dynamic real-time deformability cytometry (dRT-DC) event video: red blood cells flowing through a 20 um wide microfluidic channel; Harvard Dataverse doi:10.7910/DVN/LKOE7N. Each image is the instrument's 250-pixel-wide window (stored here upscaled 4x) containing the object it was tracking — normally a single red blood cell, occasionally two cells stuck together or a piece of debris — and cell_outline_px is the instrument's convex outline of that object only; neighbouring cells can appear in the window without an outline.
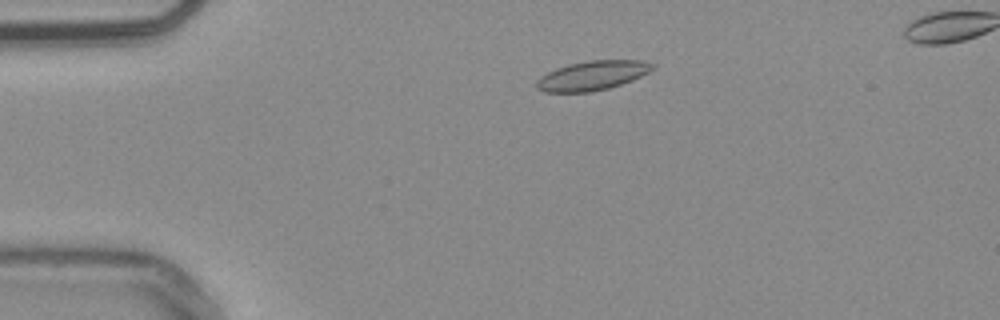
{"species": "common noctule bat (a hibernating species)", "species_latin": "Nyctalus noctula", "temperature_condition": "warm", "stored_images_in_passage": 51, "camera_frame_rate_fps": 3000, "um_per_image_px": 0.085, "animal": {"sex": "male", "body_mass_g": 20.4}, "frame": {"image": 1, "passage_image": 9, "time_ms": 2.667, "image_size_px": [1000, 320], "cell_outline_px": [[656, 68], [632, 80], [608, 88], [592, 92], [544, 92], [536, 88], [536, 80], [540, 76], [556, 68], [568, 64], [588, 60], [644, 60], [656, 64]], "centroid_in_image_um": [50.35, 6.41], "position_along_channel_um": 34.6, "area_um2": 20.0}}
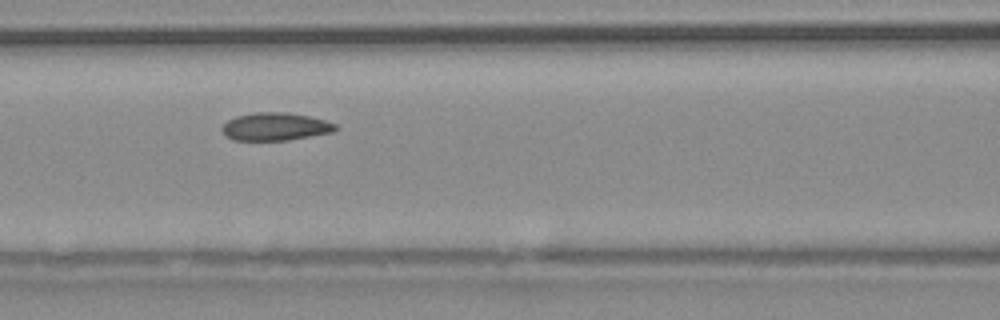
{"frame": {"image": 2, "passage_image": 21, "time_ms": 6.667, "image_size_px": [1000, 320], "cell_outline_px": [[336, 128], [332, 132], [288, 140], [232, 140], [224, 136], [220, 128], [228, 120], [236, 116], [256, 112], [288, 112], [308, 116], [324, 120], [336, 124]], "centroid_in_image_um": [23.34, 10.76], "position_along_channel_um": 143.3, "area_um2": 18.38}}
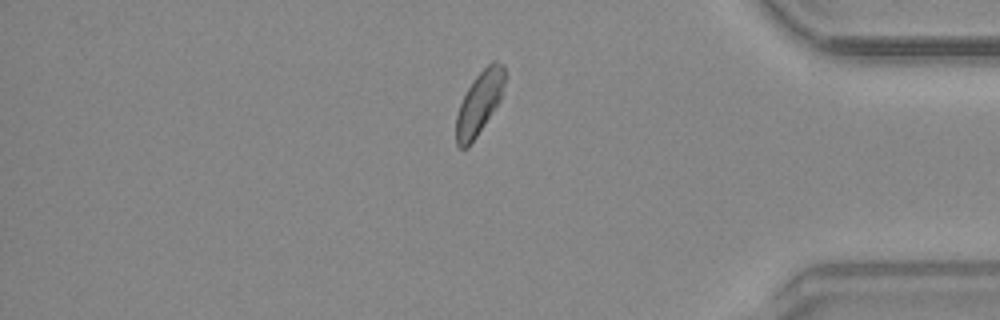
{"frame": {"image": 3, "passage_image": 43, "time_ms": 14.0, "image_size_px": [1000, 320], "cell_outline_px": [[504, 84], [500, 100], [468, 148], [460, 148], [456, 144], [456, 116], [460, 104], [468, 88], [476, 76], [492, 60], [496, 60], [504, 64]], "centroid_in_image_um": [40.73, 8.74], "position_along_channel_um": 394.5, "area_um2": 17.46}}